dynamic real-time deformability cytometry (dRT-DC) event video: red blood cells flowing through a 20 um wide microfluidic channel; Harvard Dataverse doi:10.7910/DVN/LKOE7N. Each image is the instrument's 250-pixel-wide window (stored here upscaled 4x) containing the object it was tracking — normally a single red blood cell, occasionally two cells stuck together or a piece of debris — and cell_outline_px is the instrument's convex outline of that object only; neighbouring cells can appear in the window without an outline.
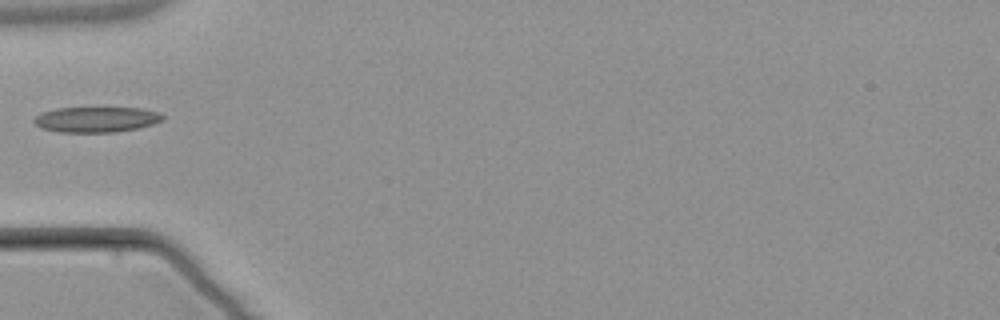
{"species": "common noctule bat (a hibernating species)", "species_latin": "Nyctalus noctula", "temperature_condition": "warm", "stored_images_in_passage": 1, "camera_frame_rate_fps": 3000, "um_per_image_px": 0.085, "animal": {"sex": "male", "body_mass_g": 21.5, "forearm_length_mm": 52.0}, "frame": {"image": 1, "passage_image": 1, "time_ms": 0.0, "image_size_px": [1000, 320], "cell_outline_px": [[164, 120], [140, 128], [116, 132], [60, 132], [40, 128], [32, 120], [40, 112], [56, 108], [140, 108], [156, 112], [164, 116]], "centroid_in_image_um": [8.16, 10.16], "position_along_channel_um": 76.8, "area_um2": 19.13}}